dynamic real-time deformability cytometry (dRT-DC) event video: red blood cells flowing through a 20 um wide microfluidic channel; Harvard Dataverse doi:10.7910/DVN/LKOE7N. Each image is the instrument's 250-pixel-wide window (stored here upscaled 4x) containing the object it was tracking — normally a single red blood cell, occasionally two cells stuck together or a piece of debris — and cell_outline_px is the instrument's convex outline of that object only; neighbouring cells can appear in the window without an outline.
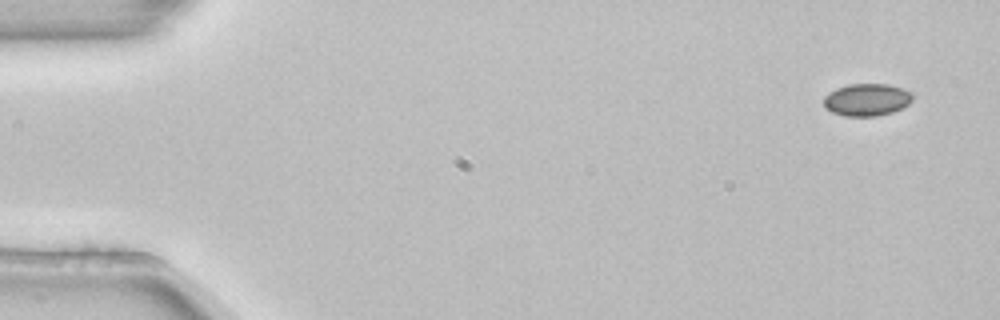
{"species": "common noctule bat (a hibernating species)", "species_latin": "Nyctalus noctula", "temperature_condition": "room temperature", "stored_images_in_passage": 3, "camera_frame_rate_fps": 3000, "um_per_image_px": 0.085, "animal": {"sex": "female", "body_mass_g": 22.7, "forearm_length_mm": 54.2}, "frame": {"image": 1, "passage_image": 1, "time_ms": 0.0, "image_size_px": [1000, 320], "cell_outline_px": [[912, 100], [908, 104], [892, 112], [876, 116], [844, 116], [832, 112], [824, 108], [824, 96], [828, 92], [836, 88], [848, 84], [888, 84], [904, 88], [912, 92]], "centroid_in_image_um": [73.66, 8.47], "position_along_channel_um": 11.3, "area_um2": 16.88}}
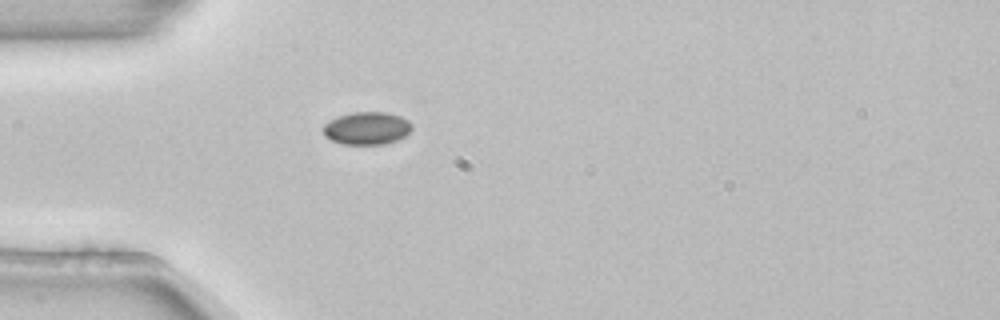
{"frame": {"image": 2, "passage_image": 3, "time_ms": 0.667, "image_size_px": [1000, 320], "cell_outline_px": [[412, 128], [404, 136], [396, 140], [384, 144], [344, 144], [332, 140], [324, 136], [324, 124], [340, 116], [352, 112], [388, 112], [400, 116], [408, 120], [412, 124]], "centroid_in_image_um": [31.2, 10.89], "position_along_channel_um": 53.8, "area_um2": 16.7}}